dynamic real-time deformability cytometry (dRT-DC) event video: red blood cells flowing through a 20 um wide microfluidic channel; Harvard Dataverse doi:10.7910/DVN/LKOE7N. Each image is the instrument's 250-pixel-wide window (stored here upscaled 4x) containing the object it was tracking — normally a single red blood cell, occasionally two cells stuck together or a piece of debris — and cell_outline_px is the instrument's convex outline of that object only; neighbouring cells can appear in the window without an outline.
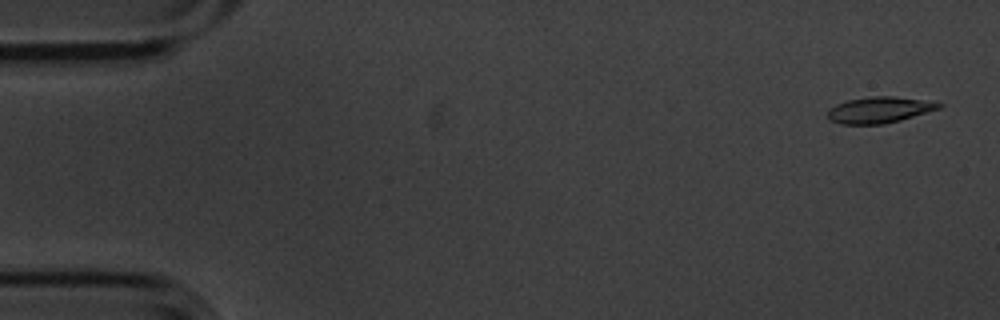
{"species": "common noctule bat (a hibernating species)", "species_latin": "Nyctalus noctula", "temperature_condition": "cold", "stored_images_in_passage": 55, "camera_frame_rate_fps": 3000, "um_per_image_px": 0.085, "animal": {"sex": "male", "body_mass_g": 20.1, "forearm_length_mm": 53.5}, "frame": {"image": 1, "passage_image": 2, "time_ms": 0.333, "image_size_px": [1000, 320], "cell_outline_px": [[944, 104], [940, 108], [900, 120], [884, 124], [840, 124], [828, 120], [828, 108], [836, 104], [848, 100], [872, 96], [892, 96], [920, 100]], "centroid_in_image_um": [74.67, 9.35], "position_along_channel_um": 10.3, "area_um2": 16.76}}
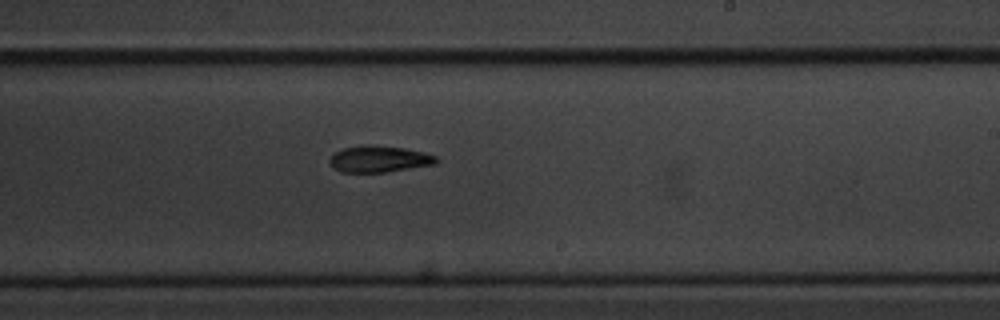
{"frame": {"image": 2, "passage_image": 33, "time_ms": 10.667, "image_size_px": [1000, 320], "cell_outline_px": [[440, 160], [436, 164], [384, 172], [340, 172], [328, 160], [336, 152], [344, 148], [360, 144], [376, 144], [404, 148], [424, 152], [436, 156]], "centroid_in_image_um": [32.26, 13.49], "position_along_channel_um": 256.7, "area_um2": 16.53}}
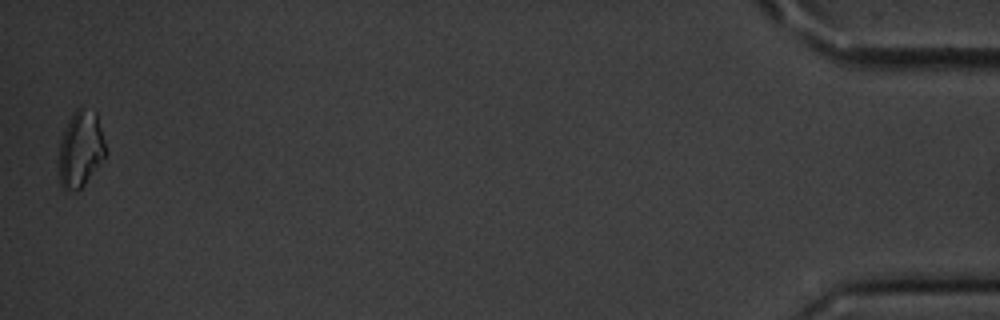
{"frame": {"image": 3, "passage_image": 55, "time_ms": 18.0, "image_size_px": [1000, 320], "cell_outline_px": [[104, 156], [84, 184], [76, 192], [64, 192], [60, 188], [60, 140], [64, 128], [72, 112], [80, 104], [96, 112], [104, 140]], "centroid_in_image_um": [6.81, 12.64], "position_along_channel_um": 428.4, "area_um2": 20.75}, "authors_computed_cell_mechanics": {"area_um2": 17.1088, "velocity_mm_per_s": 3.5755, "shape_relaxation_time_tau1_ms": 2.8093, "shape_relaxation_time_tau2_ms": null, "deformation_change_tau1": 0.092, "deformation_change_tau2": null}}